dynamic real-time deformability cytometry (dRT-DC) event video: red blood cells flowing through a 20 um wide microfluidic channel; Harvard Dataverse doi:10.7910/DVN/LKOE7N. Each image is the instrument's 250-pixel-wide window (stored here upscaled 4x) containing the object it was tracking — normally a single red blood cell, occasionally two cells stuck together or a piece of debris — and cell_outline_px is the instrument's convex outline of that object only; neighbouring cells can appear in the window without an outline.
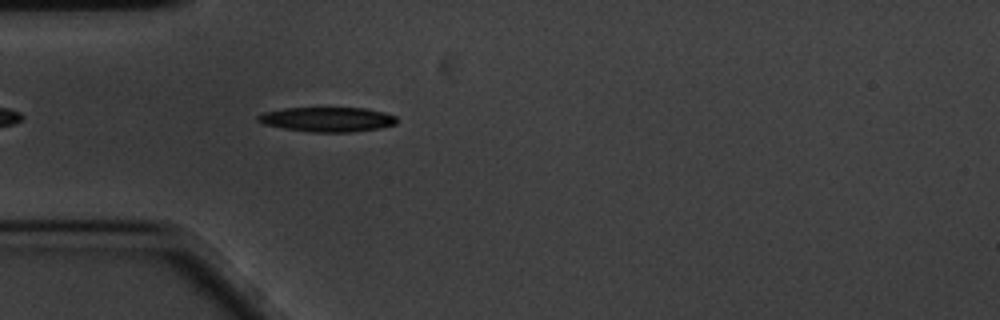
{"species": "common noctule bat (a hibernating species)", "species_latin": "Nyctalus noctula", "temperature_condition": "cold", "stored_images_in_passage": 41, "camera_frame_rate_fps": 3000, "um_per_image_px": 0.085, "animal": {"sex": "male", "body_mass_g": 20.1, "forearm_length_mm": 53.5}, "frame": {"image": 1, "passage_image": 5, "time_ms": 1.333, "image_size_px": [1000, 320], "cell_outline_px": [[396, 124], [376, 128], [352, 132], [312, 132], [284, 128], [264, 124], [256, 120], [256, 116], [264, 112], [284, 108], [364, 108], [384, 112], [396, 116]], "centroid_in_image_um": [27.8, 10.14], "position_along_channel_um": 57.2, "area_um2": 19.77}}
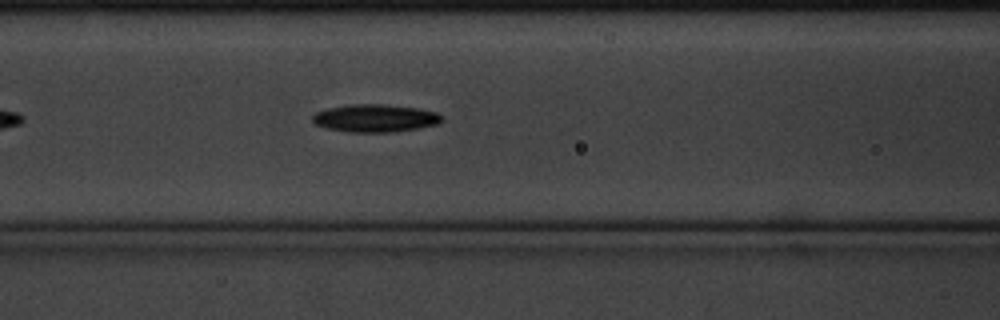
{"frame": {"image": 2, "passage_image": 12, "time_ms": 3.667, "image_size_px": [1000, 320], "cell_outline_px": [[444, 120], [440, 124], [420, 128], [392, 132], [352, 132], [328, 128], [316, 124], [312, 120], [312, 116], [316, 112], [328, 108], [348, 104], [384, 104], [416, 108], [436, 112], [444, 116]], "centroid_in_image_um": [31.94, 10.04], "position_along_channel_um": 134.7, "area_um2": 20.98}}
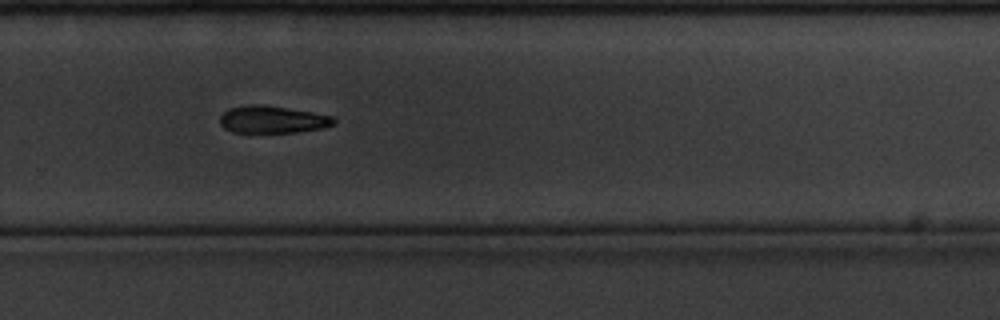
{"frame": {"image": 3, "passage_image": 27, "time_ms": 8.667, "image_size_px": [1000, 320], "cell_outline_px": [[336, 120], [332, 124], [320, 128], [296, 132], [232, 132], [224, 128], [220, 124], [220, 116], [228, 108], [252, 104], [260, 104], [312, 112], [332, 116]], "centroid_in_image_um": [23.11, 10.15], "position_along_channel_um": 306.7, "area_um2": 17.86}, "authors_computed_cell_mechanics": {"area_um2": 19.7676, "velocity_mm_per_s": 3.4426, "shape_relaxation_time_tau1_ms": 1.8186, "shape_relaxation_time_tau2_ms": null, "deformation_change_tau1": 0.0928, "deformation_change_tau2": null}}